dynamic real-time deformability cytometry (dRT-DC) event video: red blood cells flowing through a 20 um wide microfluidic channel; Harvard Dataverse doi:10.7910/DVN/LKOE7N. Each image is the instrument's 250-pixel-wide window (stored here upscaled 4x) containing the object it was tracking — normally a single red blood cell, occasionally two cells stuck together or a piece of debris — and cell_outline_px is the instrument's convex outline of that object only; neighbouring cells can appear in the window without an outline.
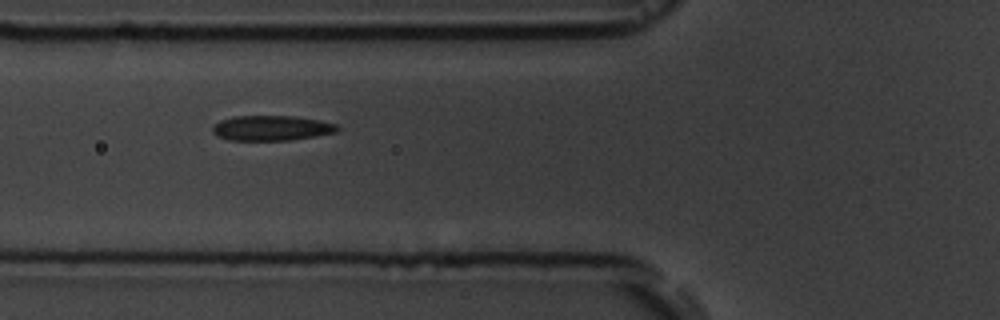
{"species": "common noctule bat (a hibernating species)", "species_latin": "Nyctalus noctula", "temperature_condition": "room temperature", "stored_images_in_passage": 7, "camera_frame_rate_fps": 3000, "um_per_image_px": 0.085, "animal": {"sex": "male", "body_mass_g": 19.5, "forearm_length_mm": 54.6}, "frame": {"image": 1, "passage_image": 6, "time_ms": 5.667, "image_size_px": [1000, 320], "cell_outline_px": [[340, 128], [336, 132], [316, 136], [288, 140], [228, 140], [216, 136], [212, 132], [212, 128], [220, 120], [232, 116], [292, 116], [320, 120], [336, 124]], "centroid_in_image_um": [23.06, 10.88], "position_along_channel_um": 102.7, "area_um2": 18.26}}
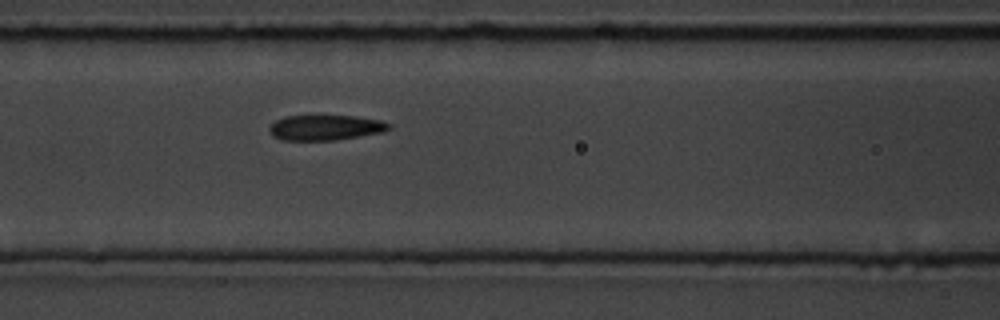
{"frame": {"image": 2, "passage_image": 7, "time_ms": 6.667, "image_size_px": [1000, 320], "cell_outline_px": [[392, 128], [384, 132], [336, 140], [284, 140], [272, 136], [268, 128], [276, 120], [284, 116], [356, 116], [380, 120], [392, 124]], "centroid_in_image_um": [27.69, 10.84], "position_along_channel_um": 138.9, "area_um2": 17.69}}